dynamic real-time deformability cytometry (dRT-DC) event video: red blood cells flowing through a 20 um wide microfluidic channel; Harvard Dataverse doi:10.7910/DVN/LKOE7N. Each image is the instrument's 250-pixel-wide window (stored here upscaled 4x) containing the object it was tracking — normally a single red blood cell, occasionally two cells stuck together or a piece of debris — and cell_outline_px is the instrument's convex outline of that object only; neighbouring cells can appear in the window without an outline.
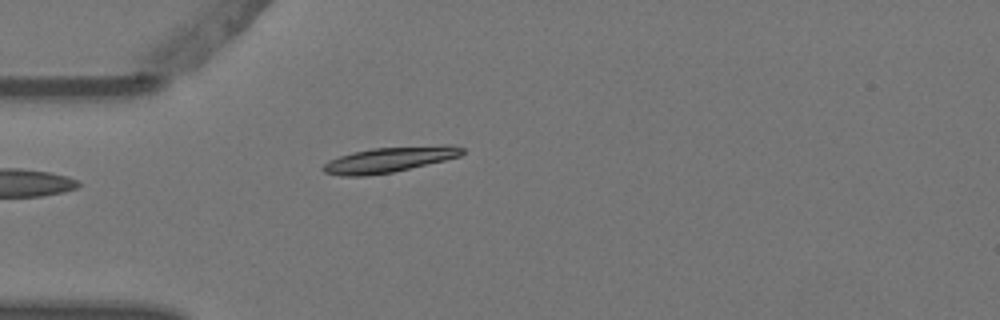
{"species": "Egyptian fruit bat (a non-hibernating species)", "species_latin": "Rousettus aegyptiacus", "temperature_condition": "warm", "stored_images_in_passage": 5, "camera_frame_rate_fps": 3000, "um_per_image_px": 0.085, "animal": {"sex": "female"}, "frame": {"image": 1, "passage_image": 5, "time_ms": 1.333, "image_size_px": [1000, 320], "cell_outline_px": [[464, 152], [460, 156], [444, 160], [392, 172], [364, 176], [340, 176], [324, 172], [320, 168], [328, 160], [352, 152], [372, 148], [444, 144], [452, 144], [464, 148]], "centroid_in_image_um": [33.09, 13.55], "position_along_channel_um": 51.9, "area_um2": 20.69}}